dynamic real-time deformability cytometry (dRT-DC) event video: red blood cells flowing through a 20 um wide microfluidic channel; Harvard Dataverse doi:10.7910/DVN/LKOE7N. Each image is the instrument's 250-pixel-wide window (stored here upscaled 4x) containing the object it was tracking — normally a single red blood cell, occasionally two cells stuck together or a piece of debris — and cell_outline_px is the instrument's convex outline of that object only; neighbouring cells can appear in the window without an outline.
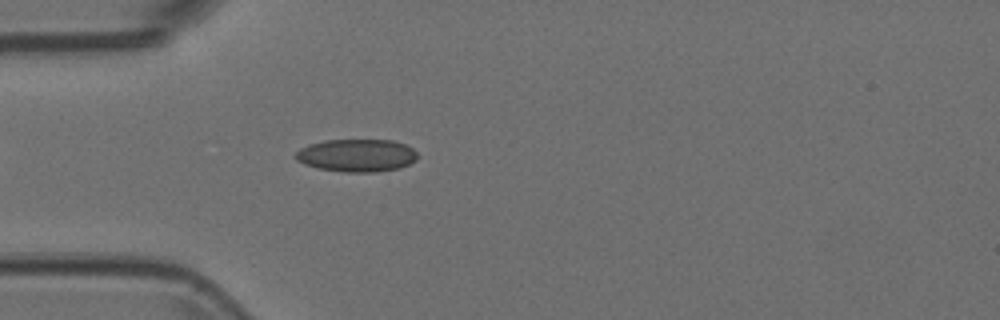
{"species": "Egyptian fruit bat (a non-hibernating species)", "species_latin": "Rousettus aegyptiacus", "temperature_condition": "room temperature", "stored_images_in_passage": 9, "camera_frame_rate_fps": 3000, "um_per_image_px": 0.085, "animal": {"sex": "female"}, "frame": {"image": 1, "passage_image": 6, "time_ms": 1.667, "image_size_px": [1000, 320], "cell_outline_px": [[416, 160], [400, 168], [376, 172], [344, 172], [316, 168], [304, 164], [296, 160], [292, 156], [300, 148], [308, 144], [324, 140], [392, 140], [404, 144], [412, 148], [416, 152]], "centroid_in_image_um": [30.27, 13.21], "position_along_channel_um": 54.7, "area_um2": 23.41}}